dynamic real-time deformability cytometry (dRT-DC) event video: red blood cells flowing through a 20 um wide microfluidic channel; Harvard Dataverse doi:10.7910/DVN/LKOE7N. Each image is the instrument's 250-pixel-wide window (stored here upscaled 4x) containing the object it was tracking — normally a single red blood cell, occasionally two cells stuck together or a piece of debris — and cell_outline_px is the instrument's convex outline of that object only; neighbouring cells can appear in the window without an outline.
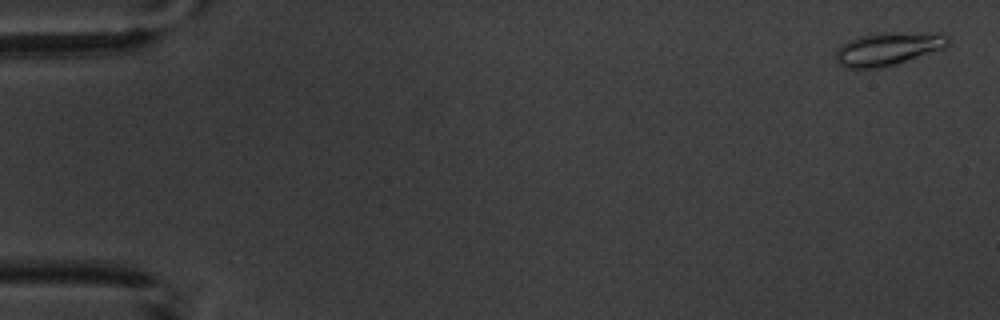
{"species": "common noctule bat (a hibernating species)", "species_latin": "Nyctalus noctula", "temperature_condition": "warm", "stored_images_in_passage": 3, "camera_frame_rate_fps": 3000, "um_per_image_px": 0.085, "animal": {"sex": "male", "body_mass_g": 20.1, "forearm_length_mm": 53.5}, "frame": {"image": 1, "passage_image": 1, "time_ms": 0.0, "image_size_px": [1000, 320], "cell_outline_px": [[948, 44], [944, 48], [892, 64], [876, 68], [844, 68], [836, 60], [836, 48], [848, 40], [860, 36], [876, 32], [944, 32], [948, 36]], "centroid_in_image_um": [75.47, 4.1], "position_along_channel_um": 9.5, "area_um2": 21.68}}
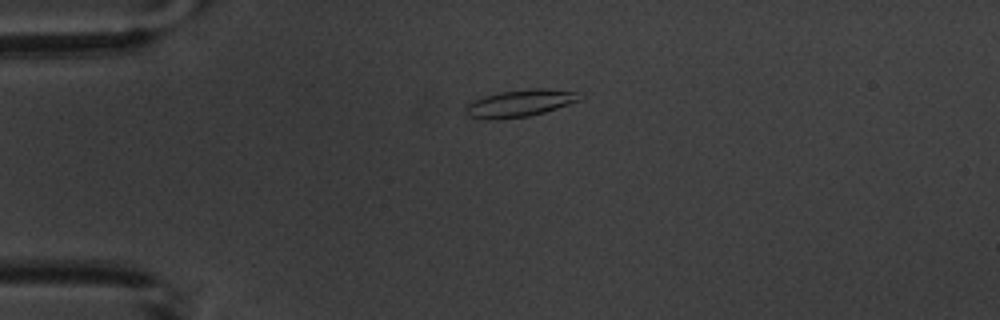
{"frame": {"image": 2, "passage_image": 3, "time_ms": 4.0, "image_size_px": [1000, 320], "cell_outline_px": [[580, 100], [544, 112], [528, 116], [496, 120], [484, 120], [468, 116], [464, 112], [464, 104], [472, 100], [484, 96], [500, 92], [532, 88], [540, 88], [576, 92]], "centroid_in_image_um": [44.05, 8.79], "position_along_channel_um": 41.0, "area_um2": 18.03}}